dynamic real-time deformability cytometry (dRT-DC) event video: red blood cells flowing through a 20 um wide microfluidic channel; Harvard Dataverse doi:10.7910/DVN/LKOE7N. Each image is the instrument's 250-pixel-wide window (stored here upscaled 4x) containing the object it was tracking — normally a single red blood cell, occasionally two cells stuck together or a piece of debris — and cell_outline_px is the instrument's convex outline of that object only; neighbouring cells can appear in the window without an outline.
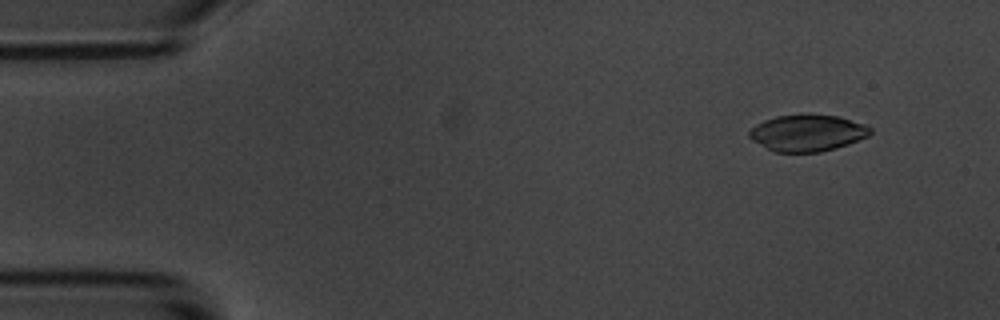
{"species": "common noctule bat (a hibernating species)", "species_latin": "Nyctalus noctula", "temperature_condition": "room temperature", "stored_images_in_passage": 56, "camera_frame_rate_fps": 3000, "um_per_image_px": 0.085, "animal": {"sex": "male", "body_mass_g": 20.1, "forearm_length_mm": 53.5}, "frame": {"image": 1, "passage_image": 5, "time_ms": 1.333, "image_size_px": [1000, 320], "cell_outline_px": [[872, 132], [868, 136], [848, 144], [836, 148], [820, 152], [776, 152], [752, 140], [748, 136], [748, 132], [756, 124], [764, 120], [776, 116], [804, 112], [808, 112], [840, 116], [864, 124], [872, 128]], "centroid_in_image_um": [68.64, 11.26], "position_along_channel_um": 16.4, "area_um2": 26.3}}
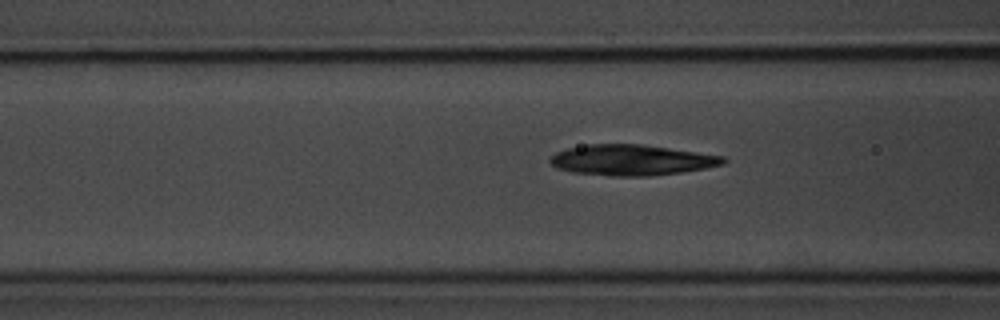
{"frame": {"image": 2, "passage_image": 21, "time_ms": 6.667, "image_size_px": [1000, 320], "cell_outline_px": [[728, 160], [724, 164], [704, 168], [680, 172], [648, 176], [612, 176], [572, 172], [556, 168], [548, 160], [556, 152], [568, 148], [588, 144], [644, 144], [724, 156]], "centroid_in_image_um": [53.68, 13.6], "position_along_channel_um": 112.9, "area_um2": 30.92}}
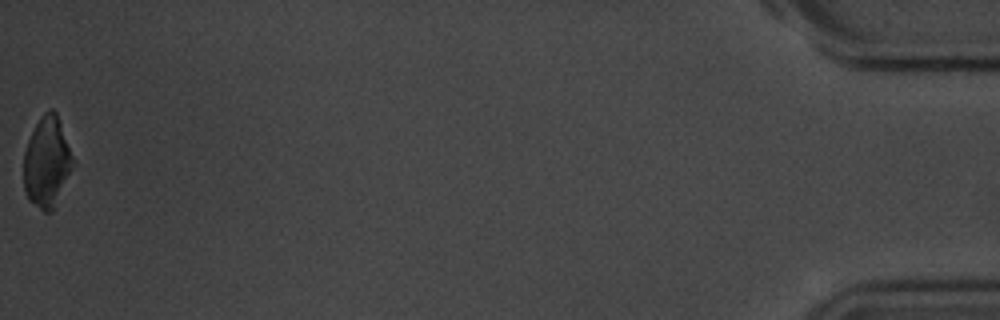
{"frame": {"image": 3, "passage_image": 56, "time_ms": 18.333, "image_size_px": [1000, 320], "cell_outline_px": [[76, 160], [52, 212], [44, 212], [28, 200], [24, 192], [24, 152], [28, 140], [40, 116], [48, 108], [52, 108], [56, 112]], "centroid_in_image_um": [4.0, 13.77], "position_along_channel_um": 431.2, "area_um2": 26.24}, "authors_computed_cell_mechanics": {"area_um2": 29.189, "velocity_mm_per_s": 3.5751, "shape_relaxation_time_tau1_ms": 4.2007, "shape_relaxation_time_tau2_ms": 2.799, "deformation_change_tau1": 0.1578, "deformation_change_tau2": 0.107}}